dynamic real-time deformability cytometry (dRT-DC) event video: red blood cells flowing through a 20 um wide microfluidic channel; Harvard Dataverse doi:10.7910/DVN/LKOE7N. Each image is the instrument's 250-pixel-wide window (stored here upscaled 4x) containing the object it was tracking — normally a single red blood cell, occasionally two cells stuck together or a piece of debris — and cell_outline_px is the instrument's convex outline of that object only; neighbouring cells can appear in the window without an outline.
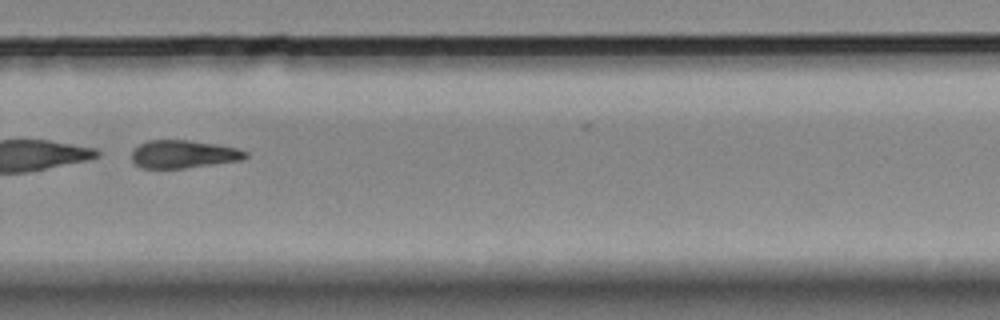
{"species": "Egyptian fruit bat (a non-hibernating species)", "species_latin": "Rousettus aegyptiacus", "temperature_condition": "room temperature", "stored_images_in_passage": 27, "camera_frame_rate_fps": 3000, "um_per_image_px": 0.085, "animal": {"sex": "female"}, "frame": {"image": 1, "passage_image": 22, "time_ms": 7.0, "image_size_px": [1000, 320], "cell_outline_px": [[248, 156], [244, 160], [184, 168], [140, 168], [132, 160], [132, 148], [148, 140], [192, 140], [216, 144], [236, 148], [248, 152]], "centroid_in_image_um": [15.6, 13.1], "position_along_channel_um": 314.2, "area_um2": 18.67}}